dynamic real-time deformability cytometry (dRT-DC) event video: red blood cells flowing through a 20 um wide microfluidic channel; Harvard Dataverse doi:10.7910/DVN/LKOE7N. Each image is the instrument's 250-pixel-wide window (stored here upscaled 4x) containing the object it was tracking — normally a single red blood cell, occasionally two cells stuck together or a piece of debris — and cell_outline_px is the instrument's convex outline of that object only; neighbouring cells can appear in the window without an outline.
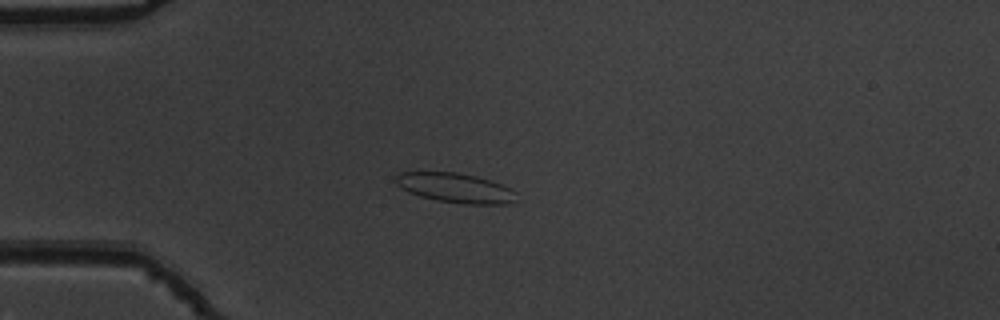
{"species": "common noctule bat (a hibernating species)", "species_latin": "Nyctalus noctula", "temperature_condition": "warm", "stored_images_in_passage": 40, "camera_frame_rate_fps": 3000, "um_per_image_px": 0.085, "animal": {"sex": "male", "body_mass_g": 19.5, "forearm_length_mm": 54.6}, "frame": {"image": 1, "passage_image": 1, "time_ms": 0.0, "image_size_px": [1000, 320], "cell_outline_px": [[516, 200], [508, 204], [464, 204], [436, 200], [420, 196], [408, 192], [400, 188], [396, 184], [396, 176], [400, 172], [456, 172], [476, 176], [492, 180], [516, 192]], "centroid_in_image_um": [38.7, 15.97], "position_along_channel_um": 46.3, "area_um2": 20.87}}
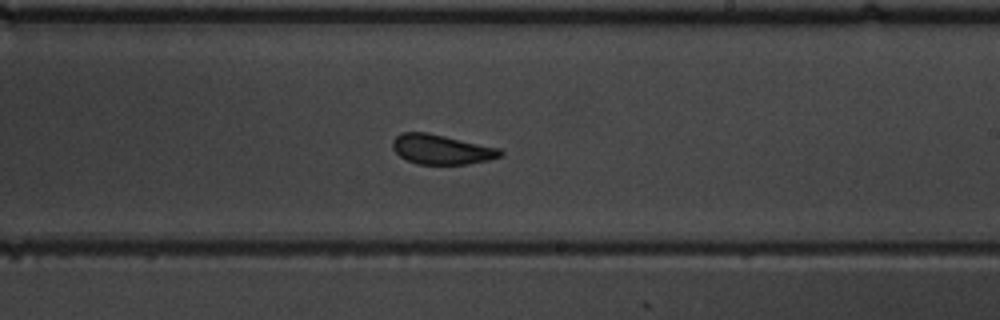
{"frame": {"image": 2, "passage_image": 19, "time_ms": 6.0, "image_size_px": [1000, 320], "cell_outline_px": [[504, 152], [500, 156], [488, 160], [468, 164], [416, 164], [400, 156], [392, 148], [392, 140], [400, 132], [424, 132], [444, 136], [500, 148]], "centroid_in_image_um": [37.5, 12.7], "position_along_channel_um": 251.5, "area_um2": 18.55}}
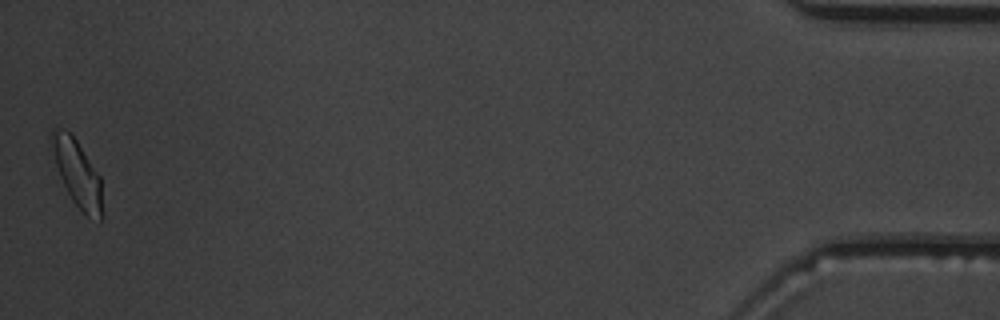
{"frame": {"image": 3, "passage_image": 40, "time_ms": 13.0, "image_size_px": [1000, 320], "cell_outline_px": [[104, 216], [100, 220], [88, 216], [72, 200], [60, 176], [56, 164], [48, 136], [52, 128], [64, 128], [72, 132], [100, 176]], "centroid_in_image_um": [6.57, 14.66], "position_along_channel_um": 428.6, "area_um2": 19.88}, "authors_computed_cell_mechanics": {"area_um2": 19.2474, "velocity_mm_per_s": 3.7779, "shape_relaxation_time_tau1_ms": null, "shape_relaxation_time_tau2_ms": 1.1734, "deformation_change_tau1": null, "deformation_change_tau2": 0.0808}}